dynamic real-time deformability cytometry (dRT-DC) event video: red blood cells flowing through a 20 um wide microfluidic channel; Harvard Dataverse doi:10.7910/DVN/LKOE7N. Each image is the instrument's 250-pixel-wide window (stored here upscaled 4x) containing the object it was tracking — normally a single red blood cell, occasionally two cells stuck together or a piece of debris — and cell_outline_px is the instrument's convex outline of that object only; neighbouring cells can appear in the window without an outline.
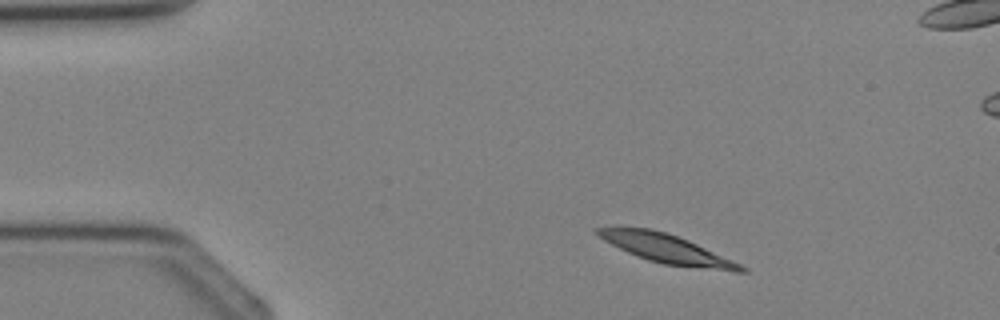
{"species": "Egyptian fruit bat (a non-hibernating species)", "species_latin": "Rousettus aegyptiacus", "temperature_condition": "cold", "stored_images_in_passage": 3, "camera_frame_rate_fps": 3000, "um_per_image_px": 0.085, "animal": {"sex": "female"}, "frame": {"image": 1, "passage_image": 1, "time_ms": 0.0, "image_size_px": [1000, 320], "cell_outline_px": [[748, 272], [736, 272], [664, 264], [648, 260], [636, 256], [604, 240], [596, 232], [596, 228], [652, 228], [668, 232], [688, 240], [732, 260], [748, 268]], "centroid_in_image_um": [56.73, 21.16], "position_along_channel_um": 28.3, "area_um2": 23.7}}